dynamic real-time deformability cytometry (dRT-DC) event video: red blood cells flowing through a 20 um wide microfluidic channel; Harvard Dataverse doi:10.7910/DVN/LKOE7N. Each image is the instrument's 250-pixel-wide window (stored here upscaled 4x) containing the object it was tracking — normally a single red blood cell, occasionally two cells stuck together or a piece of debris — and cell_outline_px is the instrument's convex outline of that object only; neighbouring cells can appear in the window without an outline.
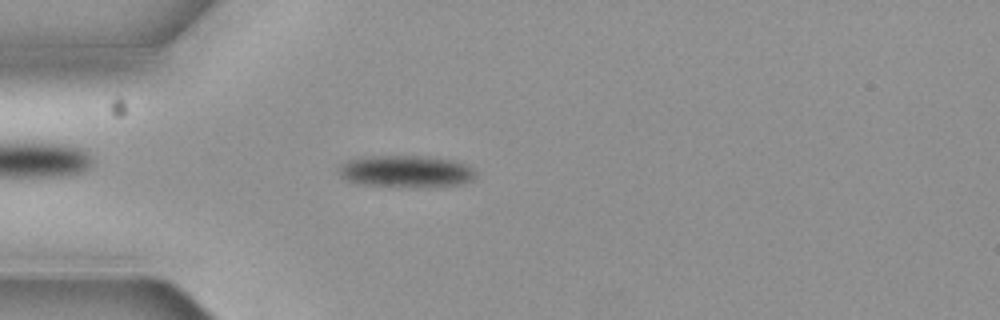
{"species": "common noctule bat (a hibernating species)", "species_latin": "Nyctalus noctula", "temperature_condition": "cold", "stored_images_in_passage": 4, "camera_frame_rate_fps": 3000, "um_per_image_px": 0.085, "animal": {"sex": "female", "body_mass_g": 19.3, "forearm_length_mm": 54.1}, "frame": {"image": 1, "passage_image": 3, "time_ms": 0.667, "image_size_px": [1000, 320], "cell_outline_px": [[476, 176], [472, 180], [460, 184], [420, 188], [400, 188], [356, 184], [344, 180], [336, 172], [340, 164], [348, 160], [372, 156], [416, 156], [452, 160], [464, 164], [472, 168], [476, 172]], "centroid_in_image_um": [34.44, 14.61], "position_along_channel_um": 50.6, "area_um2": 26.07}}